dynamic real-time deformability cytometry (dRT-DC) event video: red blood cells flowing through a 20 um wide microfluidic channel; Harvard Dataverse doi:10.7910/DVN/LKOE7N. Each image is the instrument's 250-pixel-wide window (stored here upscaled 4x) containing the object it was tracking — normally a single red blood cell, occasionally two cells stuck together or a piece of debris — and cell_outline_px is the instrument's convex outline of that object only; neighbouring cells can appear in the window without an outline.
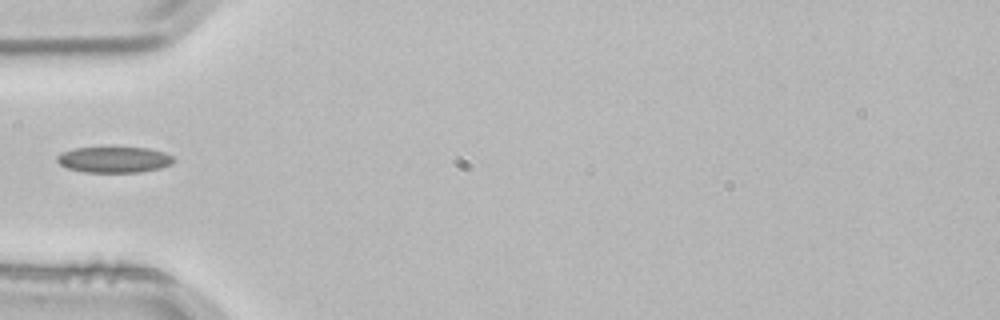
{"species": "common noctule bat (a hibernating species)", "species_latin": "Nyctalus noctula", "temperature_condition": "room temperature", "stored_images_in_passage": 4, "camera_frame_rate_fps": 3000, "um_per_image_px": 0.085, "animal": {"sex": "male", "body_mass_g": 21.5, "forearm_length_mm": 52.0}, "frame": {"image": 1, "passage_image": 4, "time_ms": 1.0, "image_size_px": [1000, 320], "cell_outline_px": [[176, 160], [172, 164], [160, 168], [140, 172], [84, 172], [68, 168], [60, 164], [56, 160], [56, 156], [60, 152], [76, 148], [148, 148], [164, 152], [172, 156]], "centroid_in_image_um": [9.7, 13.57], "position_along_channel_um": 75.3, "area_um2": 17.57}}